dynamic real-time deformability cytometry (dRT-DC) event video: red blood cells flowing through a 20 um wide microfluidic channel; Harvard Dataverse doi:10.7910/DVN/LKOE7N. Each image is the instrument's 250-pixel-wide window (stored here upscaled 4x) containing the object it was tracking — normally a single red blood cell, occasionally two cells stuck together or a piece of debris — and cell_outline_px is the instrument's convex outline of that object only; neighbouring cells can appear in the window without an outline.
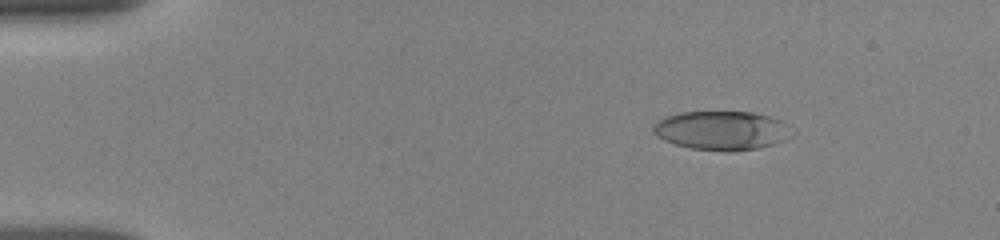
{"species": "human", "species_latin": "Homo sapiens", "temperature_condition": "room temperature", "stored_images_in_passage": 12, "camera_frame_rate_fps": 3000, "um_per_image_px": 0.085, "donor": {"sex": "female"}, "frame": {"image": 1, "passage_image": 4, "time_ms": 2.333, "image_size_px": [1000, 240], "cell_outline_px": [[796, 132], [792, 136], [784, 140], [760, 148], [732, 152], [724, 152], [692, 148], [676, 144], [664, 140], [656, 136], [652, 128], [656, 120], [664, 116], [680, 112], [752, 112], [768, 116], [780, 120], [796, 128]], "centroid_in_image_um": [61.39, 11.09], "position_along_channel_um": 23.6, "area_um2": 32.02}}
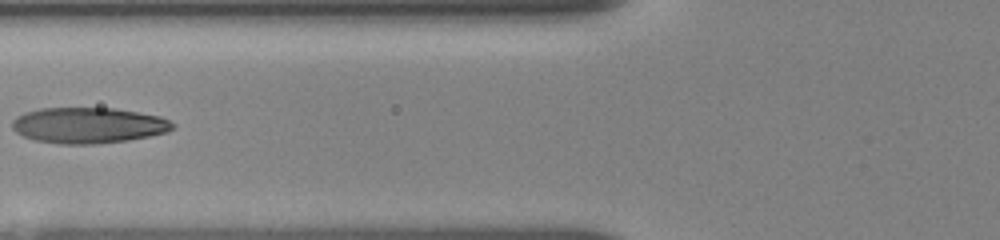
{"frame": {"image": 2, "passage_image": 10, "time_ms": 7.0, "image_size_px": [1000, 240], "cell_outline_px": [[176, 128], [168, 132], [128, 140], [92, 144], [60, 144], [32, 140], [16, 132], [12, 128], [12, 120], [16, 116], [24, 112], [40, 108], [116, 108], [160, 116], [176, 124]], "centroid_in_image_um": [7.5, 10.65], "position_along_channel_um": 118.3, "area_um2": 33.76}}
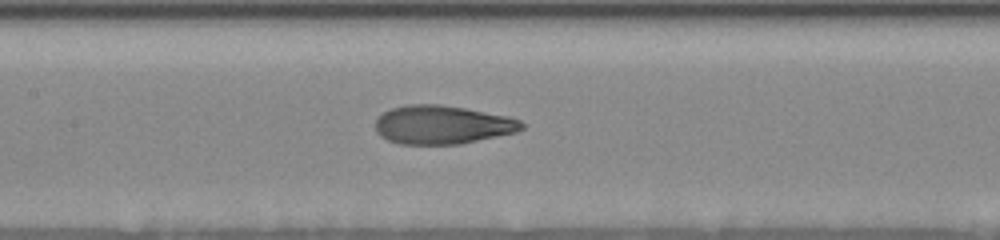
{"frame": {"image": 3, "passage_image": 12, "time_ms": 8.333, "image_size_px": [1000, 240], "cell_outline_px": [[524, 128], [516, 132], [460, 144], [400, 144], [388, 140], [380, 136], [376, 132], [376, 120], [384, 112], [392, 108], [408, 104], [440, 104], [464, 108], [508, 116], [520, 120], [524, 124]], "centroid_in_image_um": [37.59, 10.6], "position_along_channel_um": 169.8, "area_um2": 32.83}}